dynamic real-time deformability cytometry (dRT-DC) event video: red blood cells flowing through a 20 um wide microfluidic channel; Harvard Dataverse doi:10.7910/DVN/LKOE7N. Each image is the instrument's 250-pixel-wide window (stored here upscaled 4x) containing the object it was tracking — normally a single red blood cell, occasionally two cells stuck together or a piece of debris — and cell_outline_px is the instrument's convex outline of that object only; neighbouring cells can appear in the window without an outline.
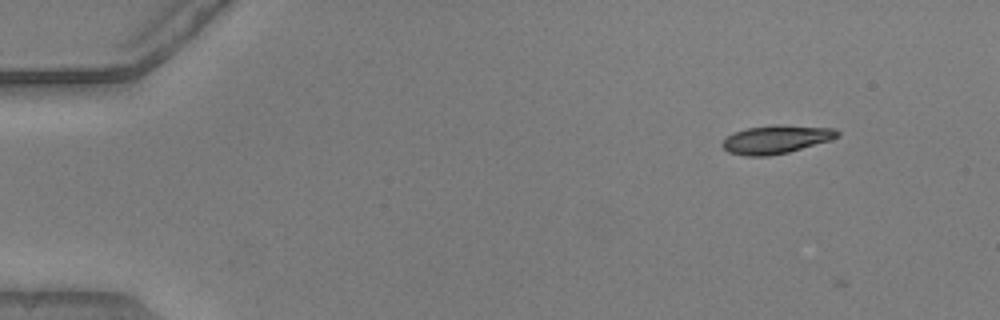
{"species": "common noctule bat (a hibernating species)", "species_latin": "Nyctalus noctula", "temperature_condition": "warm", "stored_images_in_passage": 3, "camera_frame_rate_fps": 3000, "um_per_image_px": 0.085, "animal": {"sex": "male", "body_mass_g": 20.5, "forearm_length_mm": 52.5}, "frame": {"image": 1, "passage_image": 2, "time_ms": 0.333, "image_size_px": [1000, 320], "cell_outline_px": [[840, 136], [832, 140], [788, 152], [768, 156], [744, 156], [728, 152], [720, 144], [728, 136], [736, 132], [748, 128], [772, 124], [780, 124], [836, 128], [840, 132]], "centroid_in_image_um": [66.02, 11.84], "position_along_channel_um": 19.0, "area_um2": 19.19}}